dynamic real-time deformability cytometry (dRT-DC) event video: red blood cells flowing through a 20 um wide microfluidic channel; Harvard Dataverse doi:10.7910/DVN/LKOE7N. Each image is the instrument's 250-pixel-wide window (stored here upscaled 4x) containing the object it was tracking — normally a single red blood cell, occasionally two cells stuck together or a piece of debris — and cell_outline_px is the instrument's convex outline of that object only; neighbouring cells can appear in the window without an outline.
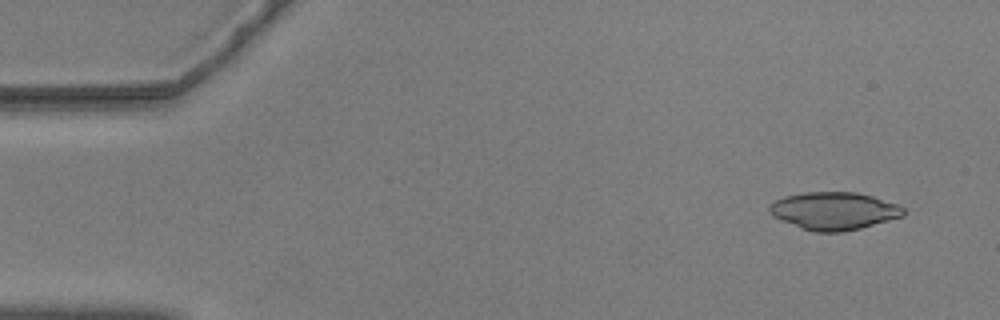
{"species": "common noctule bat (a hibernating species)", "species_latin": "Nyctalus noctula", "temperature_condition": "warm", "stored_images_in_passage": 9, "camera_frame_rate_fps": 3000, "um_per_image_px": 0.085, "animal": {"sex": "male", "body_mass_g": 20.5, "forearm_length_mm": 52.5}, "frame": {"image": 1, "passage_image": 4, "time_ms": 1.0, "image_size_px": [1000, 320], "cell_outline_px": [[904, 216], [860, 228], [844, 232], [812, 232], [800, 228], [780, 220], [772, 216], [768, 212], [768, 208], [776, 200], [784, 196], [804, 192], [856, 192], [872, 196], [900, 204], [904, 208]], "centroid_in_image_um": [70.88, 17.93], "position_along_channel_um": 14.1, "area_um2": 29.65}}